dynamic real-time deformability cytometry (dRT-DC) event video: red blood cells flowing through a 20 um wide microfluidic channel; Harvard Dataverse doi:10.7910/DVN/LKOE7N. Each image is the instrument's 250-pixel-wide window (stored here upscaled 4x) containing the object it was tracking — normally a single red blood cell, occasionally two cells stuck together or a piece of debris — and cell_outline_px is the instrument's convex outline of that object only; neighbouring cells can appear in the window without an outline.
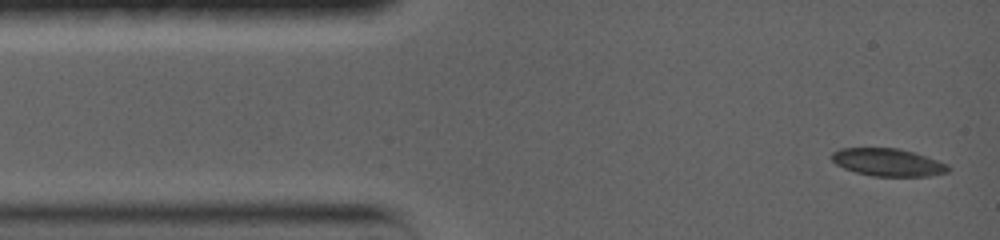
{"species": "common noctule bat (a hibernating species)", "species_latin": "Nyctalus noctula", "temperature_condition": "warm", "stored_images_in_passage": 55, "camera_frame_rate_fps": 5000, "um_per_image_px": 0.085, "animal": {"sex": "female", "body_mass_g": 19.0, "forearm_length_mm": 56.7}, "frame": {"image": 1, "passage_image": 1, "time_ms": 0.0, "image_size_px": [1000, 240], "cell_outline_px": [[952, 168], [948, 172], [928, 176], [872, 176], [856, 172], [844, 168], [836, 164], [832, 160], [832, 152], [840, 148], [896, 148], [912, 152], [948, 164]], "centroid_in_image_um": [75.47, 13.8], "position_along_channel_um": 9.5, "area_um2": 18.61}}
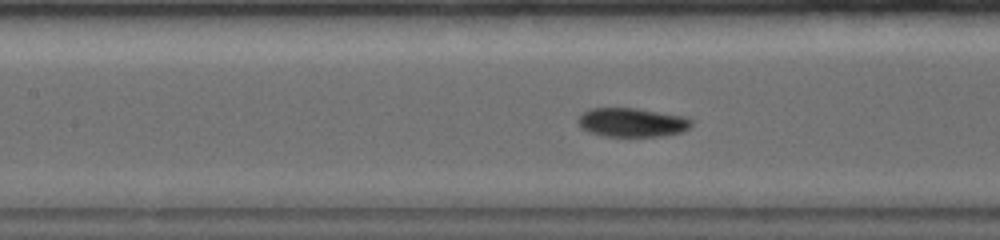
{"frame": {"image": 2, "passage_image": 23, "time_ms": 5.8, "image_size_px": [1000, 240], "cell_outline_px": [[692, 124], [688, 128], [680, 132], [664, 136], [604, 136], [588, 132], [580, 128], [576, 120], [584, 112], [592, 108], [636, 108], [684, 116], [692, 120]], "centroid_in_image_um": [53.69, 10.41], "position_along_channel_um": 153.7, "area_um2": 19.13}}
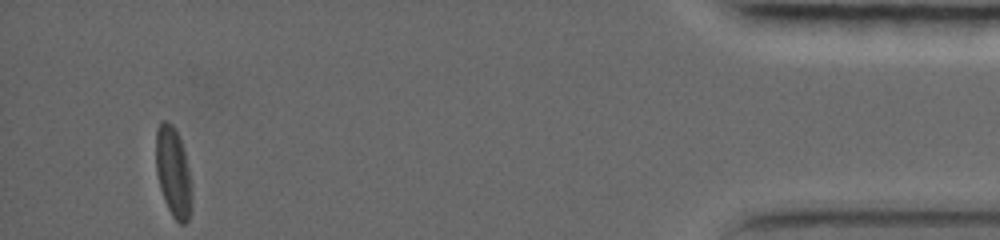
{"frame": {"image": 3, "passage_image": 55, "time_ms": 15.6, "image_size_px": [1000, 240], "cell_outline_px": [[192, 208], [188, 220], [184, 224], [180, 224], [172, 216], [164, 200], [160, 188], [156, 172], [156, 128], [164, 120], [172, 124], [184, 148], [188, 168], [192, 192]], "centroid_in_image_um": [14.73, 14.67], "position_along_channel_um": 420.5, "area_um2": 18.84}, "authors_computed_cell_mechanics": {"area_um2": 18.9584, "velocity_mm_per_s": 3.6316, "shape_relaxation_time_tau1_ms": 4.8966, "shape_relaxation_time_tau2_ms": 2.9091, "deformation_change_tau1": 0.1637, "deformation_change_tau2": 0.0417}}